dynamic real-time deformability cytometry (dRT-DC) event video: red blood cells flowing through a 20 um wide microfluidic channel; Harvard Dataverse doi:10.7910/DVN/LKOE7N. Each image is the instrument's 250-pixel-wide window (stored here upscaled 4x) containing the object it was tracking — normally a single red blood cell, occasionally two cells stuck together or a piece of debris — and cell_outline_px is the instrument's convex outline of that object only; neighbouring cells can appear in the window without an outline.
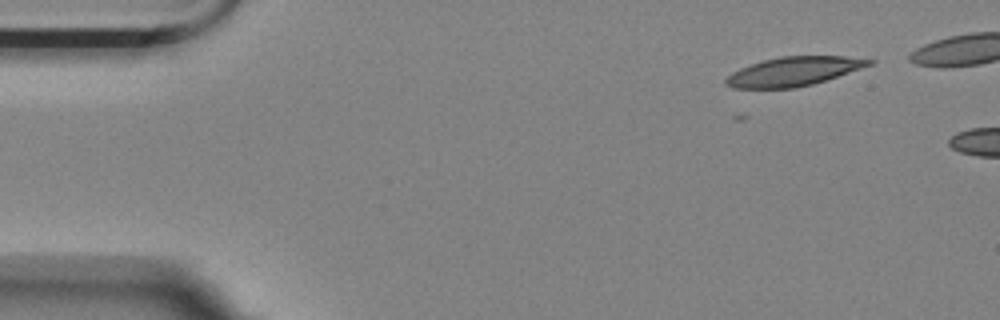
{"species": "Egyptian fruit bat (a non-hibernating species)", "species_latin": "Rousettus aegyptiacus", "temperature_condition": "room temperature", "stored_images_in_passage": 6, "camera_frame_rate_fps": 3000, "um_per_image_px": 0.085, "animal": {"sex": "female"}, "frame": {"image": 1, "passage_image": 1, "time_ms": 0.0, "image_size_px": [1000, 320], "cell_outline_px": [[876, 60], [872, 64], [812, 84], [796, 88], [732, 88], [724, 84], [724, 80], [732, 72], [740, 68], [764, 60], [780, 56], [844, 56]], "centroid_in_image_um": [67.41, 6.07], "position_along_channel_um": 17.6, "area_um2": 23.93}}
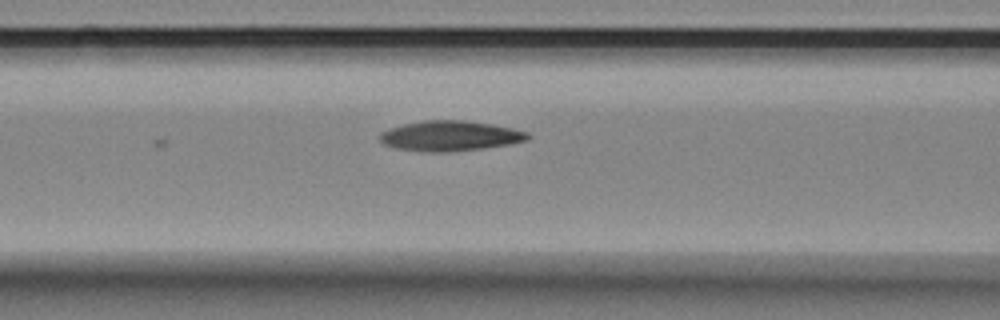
{"frame": {"image": 2, "passage_image": 6, "time_ms": 5.667, "image_size_px": [1000, 320], "cell_outline_px": [[532, 136], [528, 140], [508, 144], [484, 148], [452, 152], [428, 152], [396, 148], [384, 144], [380, 140], [380, 132], [388, 128], [404, 124], [424, 120], [464, 120], [492, 124], [512, 128], [528, 132]], "centroid_in_image_um": [38.27, 11.55], "position_along_channel_um": 128.3, "area_um2": 26.13}}